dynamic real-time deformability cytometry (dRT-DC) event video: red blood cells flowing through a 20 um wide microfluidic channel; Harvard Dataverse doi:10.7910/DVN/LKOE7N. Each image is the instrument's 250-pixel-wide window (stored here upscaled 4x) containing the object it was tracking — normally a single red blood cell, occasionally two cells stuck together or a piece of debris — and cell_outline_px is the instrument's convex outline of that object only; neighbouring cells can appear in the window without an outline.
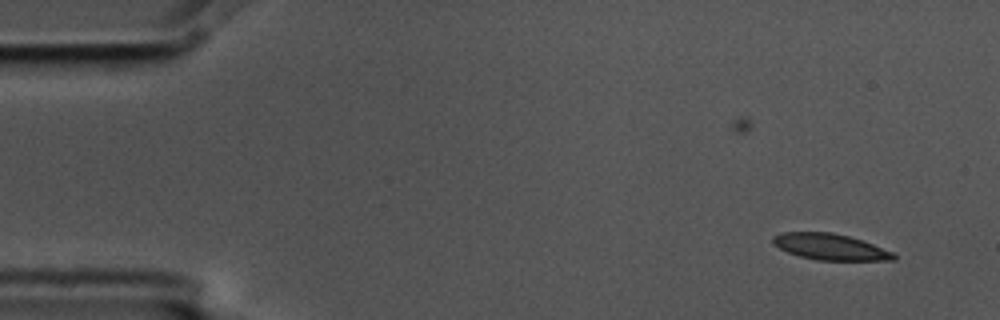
{"species": "common noctule bat (a hibernating species)", "species_latin": "Nyctalus noctula", "temperature_condition": "cold", "stored_images_in_passage": 7, "camera_frame_rate_fps": 3000, "um_per_image_px": 0.085, "animal": {"sex": "male", "body_mass_g": 17.5, "forearm_length_mm": 52.3}, "frame": {"image": 1, "passage_image": 3, "time_ms": 0.667, "image_size_px": [1000, 320], "cell_outline_px": [[896, 260], [816, 260], [800, 256], [788, 252], [772, 244], [772, 236], [780, 232], [832, 232], [848, 236], [872, 244], [892, 252], [896, 256]], "centroid_in_image_um": [70.51, 20.97], "position_along_channel_um": 14.5, "area_um2": 18.26}}
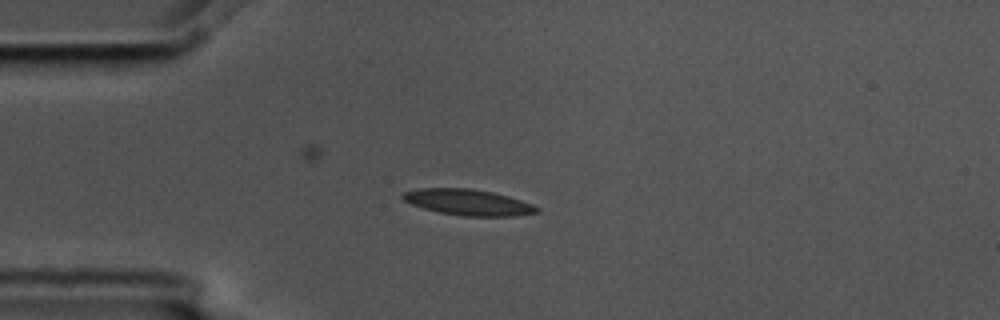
{"frame": {"image": 2, "passage_image": 6, "time_ms": 1.667, "image_size_px": [1000, 320], "cell_outline_px": [[540, 212], [516, 216], [464, 216], [440, 212], [424, 208], [412, 204], [404, 200], [400, 196], [404, 192], [420, 188], [472, 188], [492, 192], [508, 196], [532, 204], [540, 208]], "centroid_in_image_um": [39.82, 17.19], "position_along_channel_um": 45.2, "area_um2": 20.23}}